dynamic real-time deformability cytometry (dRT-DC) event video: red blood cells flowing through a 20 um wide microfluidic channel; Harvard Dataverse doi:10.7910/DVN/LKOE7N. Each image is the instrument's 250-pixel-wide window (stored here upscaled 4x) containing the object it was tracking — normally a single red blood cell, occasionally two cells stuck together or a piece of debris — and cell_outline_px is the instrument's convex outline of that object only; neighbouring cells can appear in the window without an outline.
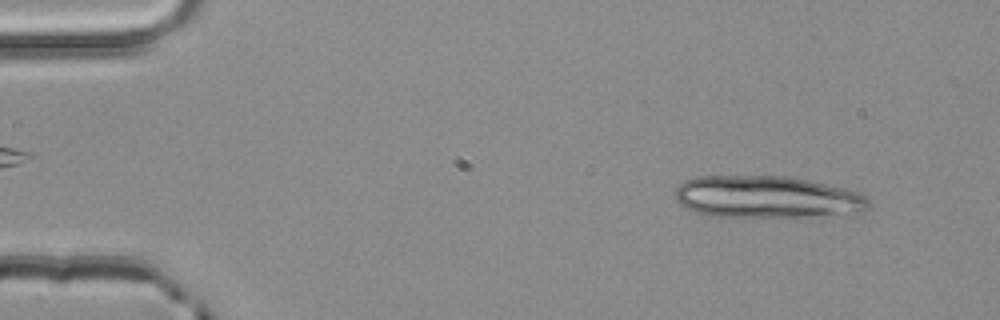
{"species": "common noctule bat (a hibernating species)", "species_latin": "Nyctalus noctula", "temperature_condition": "room temperature", "stored_images_in_passage": 9, "camera_frame_rate_fps": 3000, "um_per_image_px": 0.085, "animal": {"sex": "male", "body_mass_g": 20.4}, "frame": {"image": 1, "passage_image": 4, "time_ms": 1.0, "image_size_px": [1000, 320], "cell_outline_px": [[872, 204], [864, 212], [804, 216], [708, 216], [684, 208], [676, 200], [672, 192], [684, 180], [696, 176], [788, 176], [848, 188], [860, 192]], "centroid_in_image_um": [65.16, 16.73], "position_along_channel_um": 19.8, "area_um2": 47.74}}